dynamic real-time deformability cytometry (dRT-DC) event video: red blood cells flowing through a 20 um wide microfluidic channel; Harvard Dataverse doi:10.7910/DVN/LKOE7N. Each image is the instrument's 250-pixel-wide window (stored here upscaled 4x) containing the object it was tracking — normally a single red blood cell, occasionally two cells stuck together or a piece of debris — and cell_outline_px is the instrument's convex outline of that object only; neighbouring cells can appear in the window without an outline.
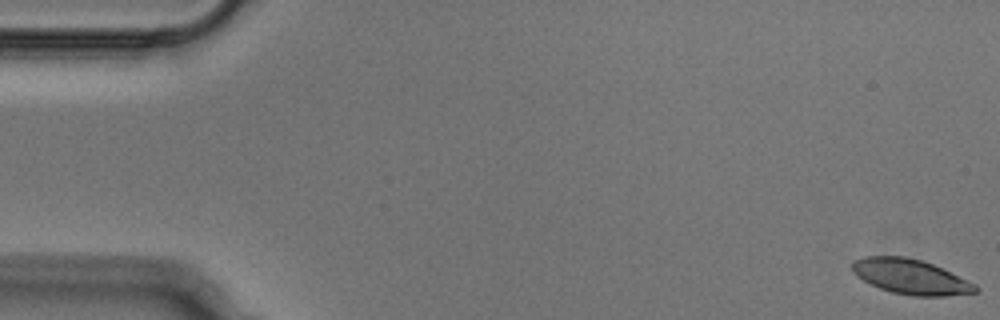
{"species": "Egyptian fruit bat (a non-hibernating species)", "species_latin": "Rousettus aegyptiacus", "temperature_condition": "cold", "stored_images_in_passage": 14, "camera_frame_rate_fps": 3000, "um_per_image_px": 0.085, "animal": {"sex": "male"}, "frame": {"image": 1, "passage_image": 1, "time_ms": 0.0, "image_size_px": [1000, 320], "cell_outline_px": [[980, 288], [976, 292], [944, 296], [912, 296], [892, 292], [880, 288], [856, 276], [852, 272], [852, 264], [856, 260], [864, 256], [904, 256], [920, 260], [932, 264], [976, 284]], "centroid_in_image_um": [77.4, 23.52], "position_along_channel_um": 7.6, "area_um2": 24.85}}